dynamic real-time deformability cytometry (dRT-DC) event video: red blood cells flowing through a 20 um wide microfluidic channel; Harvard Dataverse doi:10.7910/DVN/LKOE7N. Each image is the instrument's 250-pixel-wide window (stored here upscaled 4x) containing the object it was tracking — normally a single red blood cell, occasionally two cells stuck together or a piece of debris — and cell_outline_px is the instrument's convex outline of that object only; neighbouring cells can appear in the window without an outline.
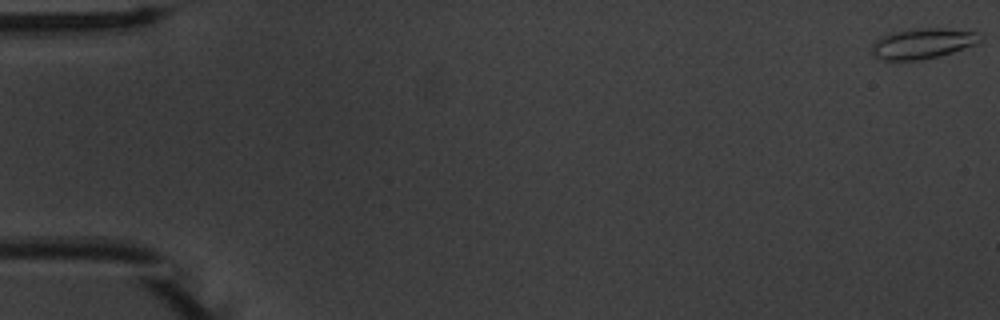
{"species": "common noctule bat (a hibernating species)", "species_latin": "Nyctalus noctula", "temperature_condition": "warm", "stored_images_in_passage": 55, "camera_frame_rate_fps": 3000, "um_per_image_px": 0.085, "animal": {"sex": "male", "body_mass_g": 20.1, "forearm_length_mm": 53.5}, "frame": {"image": 1, "passage_image": 1, "time_ms": 0.0, "image_size_px": [1000, 320], "cell_outline_px": [[984, 36], [980, 40], [972, 44], [952, 52], [920, 60], [884, 60], [872, 56], [872, 44], [880, 36], [892, 32], [916, 28], [944, 28], [980, 32]], "centroid_in_image_um": [78.39, 3.68], "position_along_channel_um": 6.6, "area_um2": 19.13}}
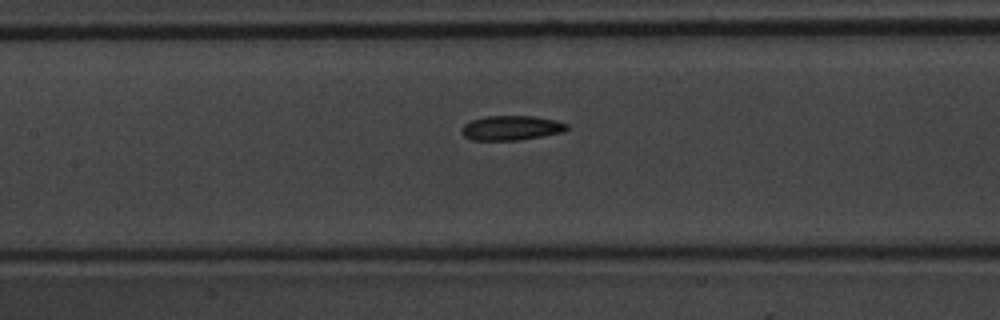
{"frame": {"image": 2, "passage_image": 26, "time_ms": 8.333, "image_size_px": [1000, 320], "cell_outline_px": [[568, 128], [564, 132], [544, 136], [520, 140], [472, 140], [464, 136], [460, 132], [460, 128], [464, 124], [472, 120], [484, 116], [536, 116], [556, 120], [568, 124]], "centroid_in_image_um": [43.46, 10.87], "position_along_channel_um": 163.9, "area_um2": 15.32}}
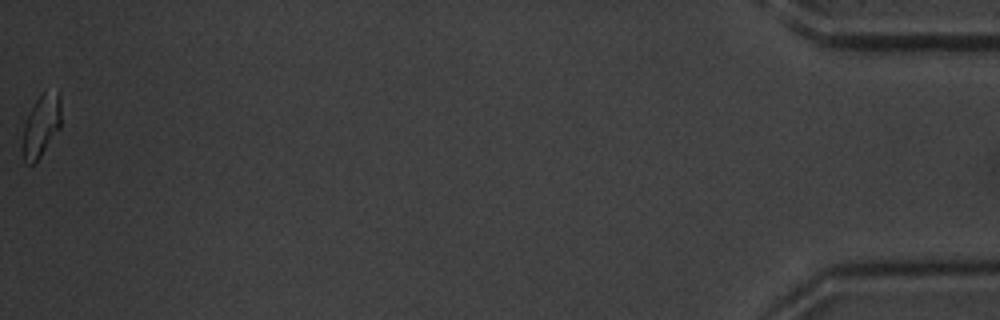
{"frame": {"image": 3, "passage_image": 55, "time_ms": 18.0, "image_size_px": [1000, 320], "cell_outline_px": [[60, 128], [40, 156], [32, 164], [24, 164], [24, 124], [36, 100], [44, 88], [60, 92]], "centroid_in_image_um": [3.53, 10.6], "position_along_channel_um": 431.7, "area_um2": 13.7}, "authors_computed_cell_mechanics": {"area_um2": 15.606, "velocity_mm_per_s": 3.7638, "shape_relaxation_time_tau1_ms": 5.3749, "shape_relaxation_time_tau2_ms": 3.7639, "deformation_change_tau1": 0.1516, "deformation_change_tau2": 0.1059}}